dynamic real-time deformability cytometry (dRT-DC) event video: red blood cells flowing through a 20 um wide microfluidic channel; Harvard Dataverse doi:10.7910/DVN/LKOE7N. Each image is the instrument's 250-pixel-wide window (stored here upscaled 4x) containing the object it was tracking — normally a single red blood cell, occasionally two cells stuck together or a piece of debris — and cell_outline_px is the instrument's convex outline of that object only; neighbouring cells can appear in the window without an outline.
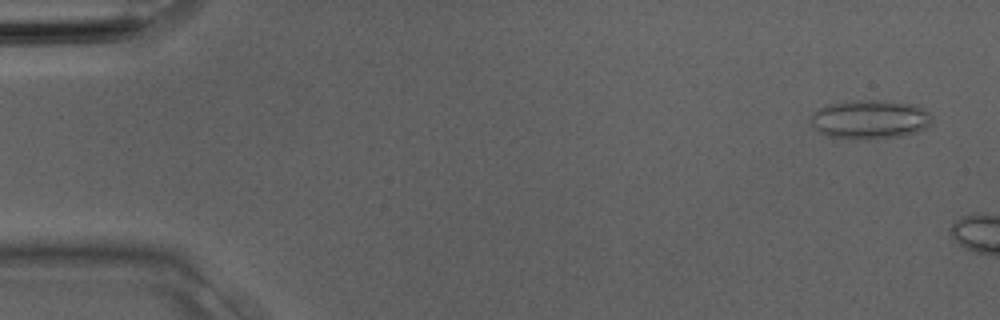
{"species": "Egyptian fruit bat (a non-hibernating species)", "species_latin": "Rousettus aegyptiacus", "temperature_condition": "room temperature", "stored_images_in_passage": 4, "camera_frame_rate_fps": 3000, "um_per_image_px": 0.085, "animal": {"sex": "male"}, "frame": {"image": 1, "passage_image": 1, "time_ms": 0.0, "image_size_px": [1000, 320], "cell_outline_px": [[932, 124], [928, 128], [904, 136], [852, 140], [828, 136], [812, 128], [808, 124], [808, 116], [816, 108], [824, 104], [856, 100], [888, 100], [916, 104], [924, 108], [932, 116]], "centroid_in_image_um": [73.9, 10.14], "position_along_channel_um": 11.1, "area_um2": 28.67}}